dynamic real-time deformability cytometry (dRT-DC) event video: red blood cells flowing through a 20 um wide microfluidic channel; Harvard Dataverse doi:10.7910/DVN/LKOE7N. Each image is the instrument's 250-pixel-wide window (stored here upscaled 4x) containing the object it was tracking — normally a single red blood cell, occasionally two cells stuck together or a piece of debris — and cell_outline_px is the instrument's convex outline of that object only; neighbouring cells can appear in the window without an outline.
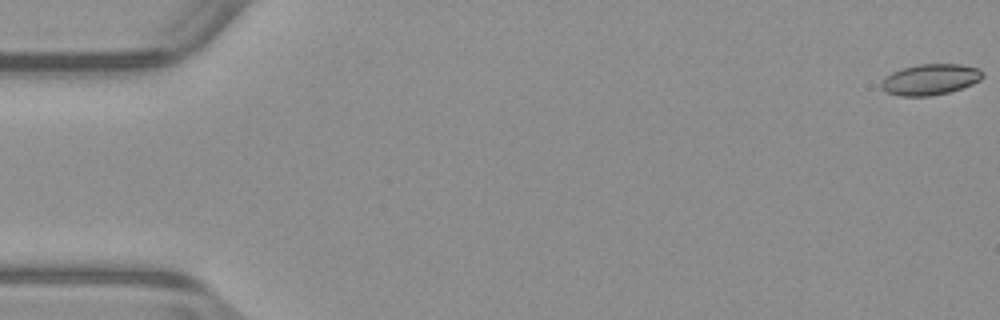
{"species": "common noctule bat (a hibernating species)", "species_latin": "Nyctalus noctula", "temperature_condition": "warm", "stored_images_in_passage": 53, "camera_frame_rate_fps": 3000, "um_per_image_px": 0.085, "animal": {"sex": "male", "body_mass_g": 23.1, "forearm_length_mm": 52.7}, "frame": {"image": 1, "passage_image": 1, "time_ms": 0.0, "image_size_px": [1000, 320], "cell_outline_px": [[984, 76], [980, 80], [972, 84], [948, 92], [932, 96], [900, 96], [888, 92], [880, 88], [880, 84], [884, 76], [900, 68], [916, 64], [960, 64], [980, 68], [984, 72]], "centroid_in_image_um": [79.06, 6.74], "position_along_channel_um": 5.9, "area_um2": 18.5}}
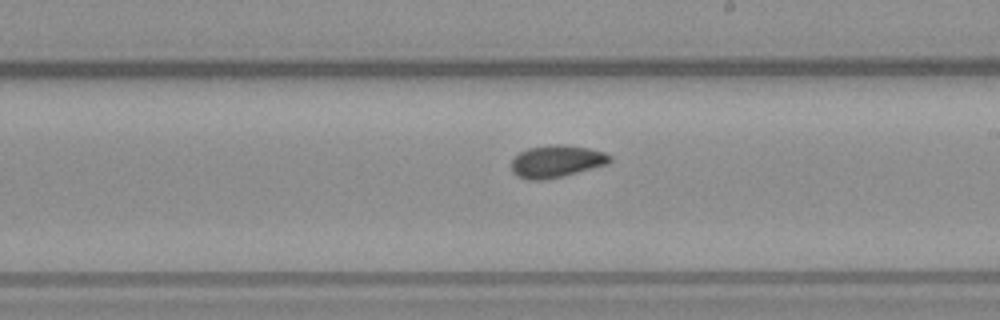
{"frame": {"image": 2, "passage_image": 31, "time_ms": 10.0, "image_size_px": [1000, 320], "cell_outline_px": [[612, 160], [608, 164], [564, 176], [544, 180], [528, 180], [516, 176], [512, 172], [512, 160], [520, 152], [528, 148], [552, 144], [564, 144], [588, 148], [604, 152], [612, 156]], "centroid_in_image_um": [47.31, 13.72], "position_along_channel_um": 241.7, "area_um2": 18.67}}
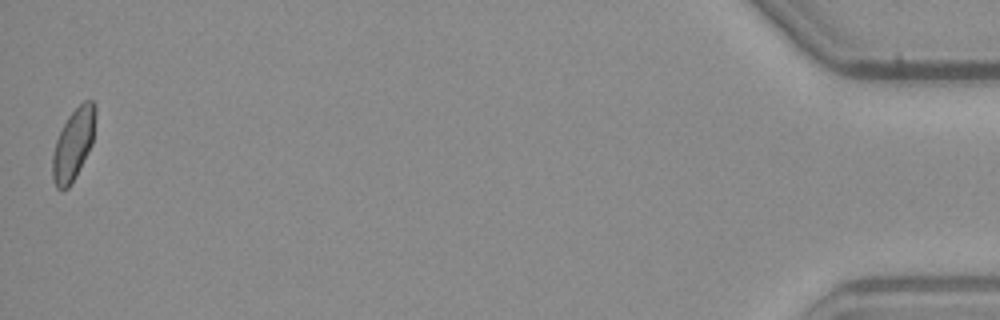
{"frame": {"image": 3, "passage_image": 53, "time_ms": 17.333, "image_size_px": [1000, 320], "cell_outline_px": [[96, 116], [92, 144], [76, 176], [68, 188], [56, 188], [52, 180], [52, 156], [56, 140], [68, 116], [84, 100], [92, 100], [96, 104]], "centroid_in_image_um": [6.24, 12.25], "position_along_channel_um": 429.0, "area_um2": 17.8}, "authors_computed_cell_mechanics": {"area_um2": 17.9758, "velocity_mm_per_s": 3.9457, "shape_relaxation_time_tau1_ms": null, "shape_relaxation_time_tau2_ms": 4.2729, "deformation_change_tau1": null, "deformation_change_tau2": 0.0932}}